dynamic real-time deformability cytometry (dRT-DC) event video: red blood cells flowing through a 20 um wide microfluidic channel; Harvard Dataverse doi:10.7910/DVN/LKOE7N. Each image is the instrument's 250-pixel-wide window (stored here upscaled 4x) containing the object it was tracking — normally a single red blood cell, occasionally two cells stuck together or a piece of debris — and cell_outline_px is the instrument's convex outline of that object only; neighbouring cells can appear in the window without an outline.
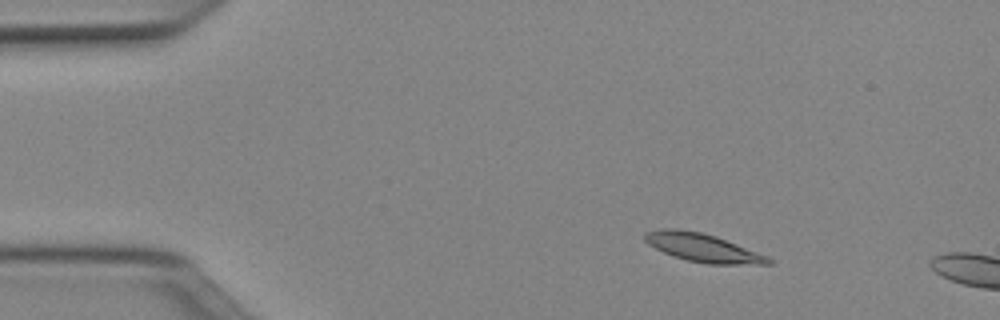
{"species": "Egyptian fruit bat (a non-hibernating species)", "species_latin": "Rousettus aegyptiacus", "temperature_condition": "cold", "stored_images_in_passage": 11, "camera_frame_rate_fps": 3000, "um_per_image_px": 0.085, "animal": {"sex": "female"}, "frame": {"image": 1, "passage_image": 7, "time_ms": 2.0, "image_size_px": [1000, 320], "cell_outline_px": [[772, 264], [708, 264], [688, 260], [672, 256], [648, 244], [644, 240], [644, 232], [660, 228], [680, 228], [704, 232], [716, 236], [768, 256], [772, 260]], "centroid_in_image_um": [59.7, 21.03], "position_along_channel_um": 25.3, "area_um2": 20.52}}